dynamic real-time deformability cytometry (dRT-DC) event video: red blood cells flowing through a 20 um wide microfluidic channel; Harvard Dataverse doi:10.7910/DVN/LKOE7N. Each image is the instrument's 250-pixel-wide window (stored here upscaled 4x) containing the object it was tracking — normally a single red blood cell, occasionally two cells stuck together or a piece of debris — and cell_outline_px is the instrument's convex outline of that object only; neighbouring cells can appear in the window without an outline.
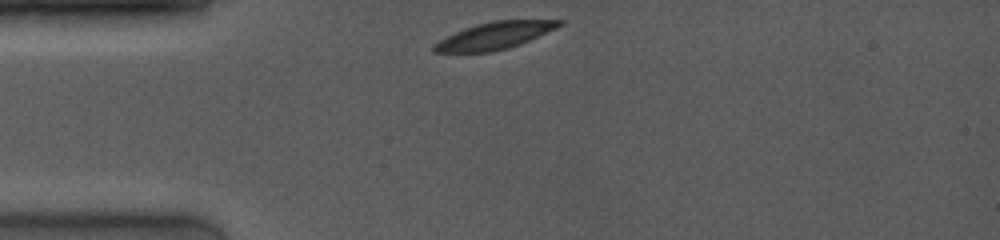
{"species": "common noctule bat (a hibernating species)", "species_latin": "Nyctalus noctula", "temperature_condition": "room temperature", "stored_images_in_passage": 41, "camera_frame_rate_fps": 4000, "um_per_image_px": 0.085, "animal": {"sex": "female", "body_mass_g": 19.0, "forearm_length_mm": 53.3}, "frame": {"image": 1, "passage_image": 1, "time_ms": 0.0, "image_size_px": [1000, 240], "cell_outline_px": [[564, 24], [556, 28], [520, 44], [508, 48], [492, 52], [432, 52], [432, 44], [464, 28], [476, 24], [496, 20], [564, 20]], "centroid_in_image_um": [42.04, 3.03], "position_along_channel_um": 43.0, "area_um2": 19.59}}
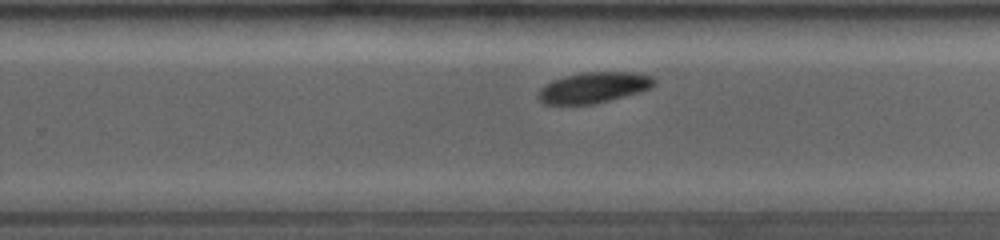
{"frame": {"image": 2, "passage_image": 26, "time_ms": 6.5, "image_size_px": [1000, 240], "cell_outline_px": [[656, 84], [640, 92], [596, 104], [560, 108], [544, 104], [536, 96], [540, 88], [544, 84], [552, 80], [564, 76], [584, 72], [636, 72], [652, 76], [656, 80]], "centroid_in_image_um": [50.37, 7.49], "position_along_channel_um": 279.4, "area_um2": 21.73}}
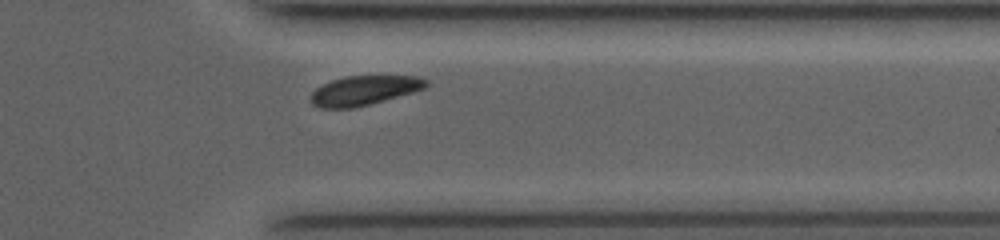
{"frame": {"image": 3, "passage_image": 36, "time_ms": 9.0, "image_size_px": [1000, 240], "cell_outline_px": [[428, 84], [424, 88], [412, 92], [368, 104], [352, 108], [320, 108], [312, 104], [312, 92], [316, 88], [332, 80], [344, 76], [416, 76], [428, 80]], "centroid_in_image_um": [30.94, 7.68], "position_along_channel_um": 380.5, "area_um2": 19.42}, "authors_computed_cell_mechanics": {"area_um2": 21.2704, "velocity_mm_per_s": 3.9822, "shape_relaxation_time_tau1_ms": 1.7642, "shape_relaxation_time_tau2_ms": null, "deformation_change_tau1": 0.0602, "deformation_change_tau2": null}}